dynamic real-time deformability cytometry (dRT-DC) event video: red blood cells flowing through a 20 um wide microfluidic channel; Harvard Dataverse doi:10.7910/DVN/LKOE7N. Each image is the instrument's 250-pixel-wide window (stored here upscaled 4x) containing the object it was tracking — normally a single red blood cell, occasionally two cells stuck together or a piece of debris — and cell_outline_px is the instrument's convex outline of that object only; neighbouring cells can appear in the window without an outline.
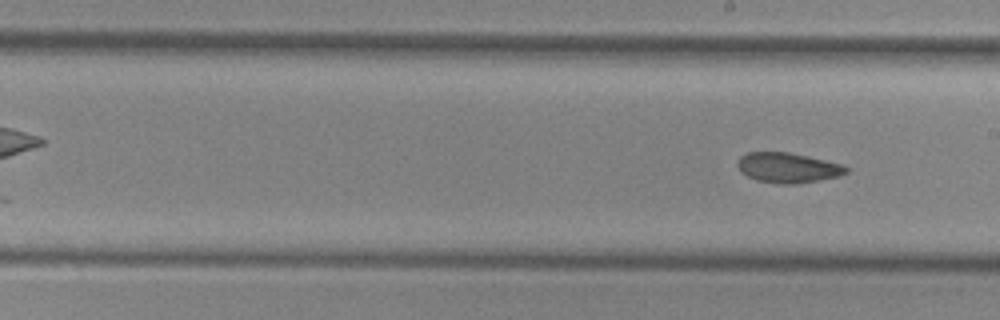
{"species": "common noctule bat (a hibernating species)", "species_latin": "Nyctalus noctula", "temperature_condition": "cold", "stored_images_in_passage": 8, "camera_frame_rate_fps": 3000, "um_per_image_px": 0.085, "animal": {"sex": "female", "body_mass_g": 29.2, "forearm_length_mm": 56.3}, "frame": {"image": 1, "passage_image": 8, "time_ms": 9.0, "image_size_px": [1000, 320], "cell_outline_px": [[848, 172], [840, 176], [796, 184], [780, 184], [756, 180], [740, 172], [736, 164], [740, 156], [748, 152], [788, 152], [808, 156], [844, 164], [848, 168]], "centroid_in_image_um": [66.97, 14.25], "position_along_channel_um": 222.0, "area_um2": 19.19}}